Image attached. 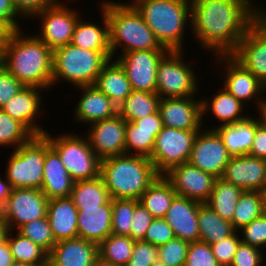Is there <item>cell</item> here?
Instances as JSON below:
<instances>
[{
	"label": "cell",
	"mask_w": 266,
	"mask_h": 266,
	"mask_svg": "<svg viewBox=\"0 0 266 266\" xmlns=\"http://www.w3.org/2000/svg\"><path fill=\"white\" fill-rule=\"evenodd\" d=\"M265 10L251 0H191V34L212 57L231 55Z\"/></svg>",
	"instance_id": "cell-1"
},
{
	"label": "cell",
	"mask_w": 266,
	"mask_h": 266,
	"mask_svg": "<svg viewBox=\"0 0 266 266\" xmlns=\"http://www.w3.org/2000/svg\"><path fill=\"white\" fill-rule=\"evenodd\" d=\"M23 30L13 31L5 42L2 66L25 86L52 91L53 51Z\"/></svg>",
	"instance_id": "cell-2"
},
{
	"label": "cell",
	"mask_w": 266,
	"mask_h": 266,
	"mask_svg": "<svg viewBox=\"0 0 266 266\" xmlns=\"http://www.w3.org/2000/svg\"><path fill=\"white\" fill-rule=\"evenodd\" d=\"M101 2L100 9L105 12L109 22L113 59L118 53L122 55L130 51L168 50L156 40L152 30L134 6L124 5L115 0H101Z\"/></svg>",
	"instance_id": "cell-3"
},
{
	"label": "cell",
	"mask_w": 266,
	"mask_h": 266,
	"mask_svg": "<svg viewBox=\"0 0 266 266\" xmlns=\"http://www.w3.org/2000/svg\"><path fill=\"white\" fill-rule=\"evenodd\" d=\"M100 176L111 199L139 200L159 174L148 157L122 154L101 160Z\"/></svg>",
	"instance_id": "cell-4"
},
{
	"label": "cell",
	"mask_w": 266,
	"mask_h": 266,
	"mask_svg": "<svg viewBox=\"0 0 266 266\" xmlns=\"http://www.w3.org/2000/svg\"><path fill=\"white\" fill-rule=\"evenodd\" d=\"M134 7L161 46L185 51L184 37L191 30L187 29L191 27V0H141Z\"/></svg>",
	"instance_id": "cell-5"
},
{
	"label": "cell",
	"mask_w": 266,
	"mask_h": 266,
	"mask_svg": "<svg viewBox=\"0 0 266 266\" xmlns=\"http://www.w3.org/2000/svg\"><path fill=\"white\" fill-rule=\"evenodd\" d=\"M112 58L111 52L81 49L71 43L53 51L52 88L60 81L73 88L94 85L103 65Z\"/></svg>",
	"instance_id": "cell-6"
},
{
	"label": "cell",
	"mask_w": 266,
	"mask_h": 266,
	"mask_svg": "<svg viewBox=\"0 0 266 266\" xmlns=\"http://www.w3.org/2000/svg\"><path fill=\"white\" fill-rule=\"evenodd\" d=\"M46 131L43 135L49 145L58 153L61 162L74 181L94 179L100 175V159L92 150L89 141L81 134L62 133L52 136Z\"/></svg>",
	"instance_id": "cell-7"
},
{
	"label": "cell",
	"mask_w": 266,
	"mask_h": 266,
	"mask_svg": "<svg viewBox=\"0 0 266 266\" xmlns=\"http://www.w3.org/2000/svg\"><path fill=\"white\" fill-rule=\"evenodd\" d=\"M184 58L183 50H170L160 60L156 85L160 98L195 97L200 93L199 74Z\"/></svg>",
	"instance_id": "cell-8"
},
{
	"label": "cell",
	"mask_w": 266,
	"mask_h": 266,
	"mask_svg": "<svg viewBox=\"0 0 266 266\" xmlns=\"http://www.w3.org/2000/svg\"><path fill=\"white\" fill-rule=\"evenodd\" d=\"M4 175L12 189L41 190L44 166V135L33 136L27 143L11 150Z\"/></svg>",
	"instance_id": "cell-9"
},
{
	"label": "cell",
	"mask_w": 266,
	"mask_h": 266,
	"mask_svg": "<svg viewBox=\"0 0 266 266\" xmlns=\"http://www.w3.org/2000/svg\"><path fill=\"white\" fill-rule=\"evenodd\" d=\"M198 131L200 130H180L163 126L155 138L149 158L159 175H164L171 168L188 162Z\"/></svg>",
	"instance_id": "cell-10"
},
{
	"label": "cell",
	"mask_w": 266,
	"mask_h": 266,
	"mask_svg": "<svg viewBox=\"0 0 266 266\" xmlns=\"http://www.w3.org/2000/svg\"><path fill=\"white\" fill-rule=\"evenodd\" d=\"M65 2L62 0L52 7L45 8L32 18L41 22L38 30L40 33L34 35L52 51L71 43L75 25L81 17L78 9L71 8L72 4Z\"/></svg>",
	"instance_id": "cell-11"
},
{
	"label": "cell",
	"mask_w": 266,
	"mask_h": 266,
	"mask_svg": "<svg viewBox=\"0 0 266 266\" xmlns=\"http://www.w3.org/2000/svg\"><path fill=\"white\" fill-rule=\"evenodd\" d=\"M213 59L216 66L219 64L221 69H224L220 71L224 76L221 87L225 88L249 109L248 104L251 102L257 108L266 96V87L231 55H218L214 56Z\"/></svg>",
	"instance_id": "cell-12"
},
{
	"label": "cell",
	"mask_w": 266,
	"mask_h": 266,
	"mask_svg": "<svg viewBox=\"0 0 266 266\" xmlns=\"http://www.w3.org/2000/svg\"><path fill=\"white\" fill-rule=\"evenodd\" d=\"M48 201L49 199L41 190L12 189L5 202L1 217L9 230H17L25 223L46 217Z\"/></svg>",
	"instance_id": "cell-13"
},
{
	"label": "cell",
	"mask_w": 266,
	"mask_h": 266,
	"mask_svg": "<svg viewBox=\"0 0 266 266\" xmlns=\"http://www.w3.org/2000/svg\"><path fill=\"white\" fill-rule=\"evenodd\" d=\"M231 56L266 87V10L248 28Z\"/></svg>",
	"instance_id": "cell-14"
},
{
	"label": "cell",
	"mask_w": 266,
	"mask_h": 266,
	"mask_svg": "<svg viewBox=\"0 0 266 266\" xmlns=\"http://www.w3.org/2000/svg\"><path fill=\"white\" fill-rule=\"evenodd\" d=\"M205 126L204 124L194 139L188 163L216 178H221L232 155L219 134L214 129H206Z\"/></svg>",
	"instance_id": "cell-15"
},
{
	"label": "cell",
	"mask_w": 266,
	"mask_h": 266,
	"mask_svg": "<svg viewBox=\"0 0 266 266\" xmlns=\"http://www.w3.org/2000/svg\"><path fill=\"white\" fill-rule=\"evenodd\" d=\"M169 51H130L114 59L124 69L133 90L156 93L158 65Z\"/></svg>",
	"instance_id": "cell-16"
},
{
	"label": "cell",
	"mask_w": 266,
	"mask_h": 266,
	"mask_svg": "<svg viewBox=\"0 0 266 266\" xmlns=\"http://www.w3.org/2000/svg\"><path fill=\"white\" fill-rule=\"evenodd\" d=\"M126 120L119 114L90 124L85 134L100 160L125 154Z\"/></svg>",
	"instance_id": "cell-17"
},
{
	"label": "cell",
	"mask_w": 266,
	"mask_h": 266,
	"mask_svg": "<svg viewBox=\"0 0 266 266\" xmlns=\"http://www.w3.org/2000/svg\"><path fill=\"white\" fill-rule=\"evenodd\" d=\"M164 177L172 184L177 195L199 203L208 201L217 179L188 162L171 168Z\"/></svg>",
	"instance_id": "cell-18"
},
{
	"label": "cell",
	"mask_w": 266,
	"mask_h": 266,
	"mask_svg": "<svg viewBox=\"0 0 266 266\" xmlns=\"http://www.w3.org/2000/svg\"><path fill=\"white\" fill-rule=\"evenodd\" d=\"M199 97V100H198ZM159 112L163 126L180 130H201L202 100L200 96L160 98Z\"/></svg>",
	"instance_id": "cell-19"
},
{
	"label": "cell",
	"mask_w": 266,
	"mask_h": 266,
	"mask_svg": "<svg viewBox=\"0 0 266 266\" xmlns=\"http://www.w3.org/2000/svg\"><path fill=\"white\" fill-rule=\"evenodd\" d=\"M42 91L45 90L36 86H24L2 108L13 119L22 123L34 136L43 135L47 131L38 120L44 108L42 107L44 101Z\"/></svg>",
	"instance_id": "cell-20"
},
{
	"label": "cell",
	"mask_w": 266,
	"mask_h": 266,
	"mask_svg": "<svg viewBox=\"0 0 266 266\" xmlns=\"http://www.w3.org/2000/svg\"><path fill=\"white\" fill-rule=\"evenodd\" d=\"M221 178L243 191L266 193V160L249 154L232 156Z\"/></svg>",
	"instance_id": "cell-21"
},
{
	"label": "cell",
	"mask_w": 266,
	"mask_h": 266,
	"mask_svg": "<svg viewBox=\"0 0 266 266\" xmlns=\"http://www.w3.org/2000/svg\"><path fill=\"white\" fill-rule=\"evenodd\" d=\"M80 99L75 106L74 122L90 125L118 114V107L94 85L79 86Z\"/></svg>",
	"instance_id": "cell-22"
},
{
	"label": "cell",
	"mask_w": 266,
	"mask_h": 266,
	"mask_svg": "<svg viewBox=\"0 0 266 266\" xmlns=\"http://www.w3.org/2000/svg\"><path fill=\"white\" fill-rule=\"evenodd\" d=\"M74 180L66 170L58 153L49 145L44 136V166L41 191L50 199L68 198L73 189Z\"/></svg>",
	"instance_id": "cell-23"
},
{
	"label": "cell",
	"mask_w": 266,
	"mask_h": 266,
	"mask_svg": "<svg viewBox=\"0 0 266 266\" xmlns=\"http://www.w3.org/2000/svg\"><path fill=\"white\" fill-rule=\"evenodd\" d=\"M199 202L176 195L164 219L173 229L176 238L188 242L199 241Z\"/></svg>",
	"instance_id": "cell-24"
},
{
	"label": "cell",
	"mask_w": 266,
	"mask_h": 266,
	"mask_svg": "<svg viewBox=\"0 0 266 266\" xmlns=\"http://www.w3.org/2000/svg\"><path fill=\"white\" fill-rule=\"evenodd\" d=\"M98 258V244L83 238L58 241L48 254L51 266H92Z\"/></svg>",
	"instance_id": "cell-25"
},
{
	"label": "cell",
	"mask_w": 266,
	"mask_h": 266,
	"mask_svg": "<svg viewBox=\"0 0 266 266\" xmlns=\"http://www.w3.org/2000/svg\"><path fill=\"white\" fill-rule=\"evenodd\" d=\"M112 199L99 207H80L77 213L78 237L99 244L112 234Z\"/></svg>",
	"instance_id": "cell-26"
},
{
	"label": "cell",
	"mask_w": 266,
	"mask_h": 266,
	"mask_svg": "<svg viewBox=\"0 0 266 266\" xmlns=\"http://www.w3.org/2000/svg\"><path fill=\"white\" fill-rule=\"evenodd\" d=\"M249 115L246 119L221 126L213 125L206 129H214L222 138L223 144L232 156L249 154L257 125L260 123L257 115ZM212 127V128H211Z\"/></svg>",
	"instance_id": "cell-27"
},
{
	"label": "cell",
	"mask_w": 266,
	"mask_h": 266,
	"mask_svg": "<svg viewBox=\"0 0 266 266\" xmlns=\"http://www.w3.org/2000/svg\"><path fill=\"white\" fill-rule=\"evenodd\" d=\"M215 92L209 99L207 96L205 97L206 99L204 97L201 98L202 119L208 114L210 116L213 115L212 117H215L219 123L216 126H221L244 120L251 115L249 112H246L248 110L247 106L236 99L225 88L222 87L221 90Z\"/></svg>",
	"instance_id": "cell-28"
},
{
	"label": "cell",
	"mask_w": 266,
	"mask_h": 266,
	"mask_svg": "<svg viewBox=\"0 0 266 266\" xmlns=\"http://www.w3.org/2000/svg\"><path fill=\"white\" fill-rule=\"evenodd\" d=\"M77 213L78 209L70 197L48 201L47 219L56 242L78 237Z\"/></svg>",
	"instance_id": "cell-29"
},
{
	"label": "cell",
	"mask_w": 266,
	"mask_h": 266,
	"mask_svg": "<svg viewBox=\"0 0 266 266\" xmlns=\"http://www.w3.org/2000/svg\"><path fill=\"white\" fill-rule=\"evenodd\" d=\"M99 11L102 25L82 20L81 16L75 25L71 44L90 51L111 52L109 22L105 12L102 9Z\"/></svg>",
	"instance_id": "cell-30"
},
{
	"label": "cell",
	"mask_w": 266,
	"mask_h": 266,
	"mask_svg": "<svg viewBox=\"0 0 266 266\" xmlns=\"http://www.w3.org/2000/svg\"><path fill=\"white\" fill-rule=\"evenodd\" d=\"M113 60L111 58L103 65L94 86L119 107L133 89L122 66Z\"/></svg>",
	"instance_id": "cell-31"
},
{
	"label": "cell",
	"mask_w": 266,
	"mask_h": 266,
	"mask_svg": "<svg viewBox=\"0 0 266 266\" xmlns=\"http://www.w3.org/2000/svg\"><path fill=\"white\" fill-rule=\"evenodd\" d=\"M176 195L172 184L164 175H159L138 201L153 218H164Z\"/></svg>",
	"instance_id": "cell-32"
},
{
	"label": "cell",
	"mask_w": 266,
	"mask_h": 266,
	"mask_svg": "<svg viewBox=\"0 0 266 266\" xmlns=\"http://www.w3.org/2000/svg\"><path fill=\"white\" fill-rule=\"evenodd\" d=\"M198 226L199 240L210 245L221 241L236 231L230 221L221 218L206 203L199 204Z\"/></svg>",
	"instance_id": "cell-33"
},
{
	"label": "cell",
	"mask_w": 266,
	"mask_h": 266,
	"mask_svg": "<svg viewBox=\"0 0 266 266\" xmlns=\"http://www.w3.org/2000/svg\"><path fill=\"white\" fill-rule=\"evenodd\" d=\"M243 190L234 184L217 178L206 204L221 218L232 221L235 207Z\"/></svg>",
	"instance_id": "cell-34"
},
{
	"label": "cell",
	"mask_w": 266,
	"mask_h": 266,
	"mask_svg": "<svg viewBox=\"0 0 266 266\" xmlns=\"http://www.w3.org/2000/svg\"><path fill=\"white\" fill-rule=\"evenodd\" d=\"M70 198L77 209L80 207H99L111 198L102 177L75 181Z\"/></svg>",
	"instance_id": "cell-35"
},
{
	"label": "cell",
	"mask_w": 266,
	"mask_h": 266,
	"mask_svg": "<svg viewBox=\"0 0 266 266\" xmlns=\"http://www.w3.org/2000/svg\"><path fill=\"white\" fill-rule=\"evenodd\" d=\"M160 96L157 93L133 90L118 107V114L133 122L159 110Z\"/></svg>",
	"instance_id": "cell-36"
},
{
	"label": "cell",
	"mask_w": 266,
	"mask_h": 266,
	"mask_svg": "<svg viewBox=\"0 0 266 266\" xmlns=\"http://www.w3.org/2000/svg\"><path fill=\"white\" fill-rule=\"evenodd\" d=\"M266 212V193L245 190L241 193L232 218L233 228L238 231Z\"/></svg>",
	"instance_id": "cell-37"
},
{
	"label": "cell",
	"mask_w": 266,
	"mask_h": 266,
	"mask_svg": "<svg viewBox=\"0 0 266 266\" xmlns=\"http://www.w3.org/2000/svg\"><path fill=\"white\" fill-rule=\"evenodd\" d=\"M6 240L8 241L14 262L30 263L38 266H44L48 263V253L19 232L9 230Z\"/></svg>",
	"instance_id": "cell-38"
},
{
	"label": "cell",
	"mask_w": 266,
	"mask_h": 266,
	"mask_svg": "<svg viewBox=\"0 0 266 266\" xmlns=\"http://www.w3.org/2000/svg\"><path fill=\"white\" fill-rule=\"evenodd\" d=\"M134 243L131 237L111 234L98 244V257L105 262L125 266L132 256Z\"/></svg>",
	"instance_id": "cell-39"
},
{
	"label": "cell",
	"mask_w": 266,
	"mask_h": 266,
	"mask_svg": "<svg viewBox=\"0 0 266 266\" xmlns=\"http://www.w3.org/2000/svg\"><path fill=\"white\" fill-rule=\"evenodd\" d=\"M160 131L138 129L134 122L126 121L125 154L150 158L155 145V138Z\"/></svg>",
	"instance_id": "cell-40"
},
{
	"label": "cell",
	"mask_w": 266,
	"mask_h": 266,
	"mask_svg": "<svg viewBox=\"0 0 266 266\" xmlns=\"http://www.w3.org/2000/svg\"><path fill=\"white\" fill-rule=\"evenodd\" d=\"M34 135L19 121L0 109V147L17 149Z\"/></svg>",
	"instance_id": "cell-41"
},
{
	"label": "cell",
	"mask_w": 266,
	"mask_h": 266,
	"mask_svg": "<svg viewBox=\"0 0 266 266\" xmlns=\"http://www.w3.org/2000/svg\"><path fill=\"white\" fill-rule=\"evenodd\" d=\"M138 204L135 199H112V234L130 237L131 219Z\"/></svg>",
	"instance_id": "cell-42"
},
{
	"label": "cell",
	"mask_w": 266,
	"mask_h": 266,
	"mask_svg": "<svg viewBox=\"0 0 266 266\" xmlns=\"http://www.w3.org/2000/svg\"><path fill=\"white\" fill-rule=\"evenodd\" d=\"M21 235L32 240L35 244L43 248L48 254L57 243L53 237L51 226L47 216L23 224L17 230Z\"/></svg>",
	"instance_id": "cell-43"
},
{
	"label": "cell",
	"mask_w": 266,
	"mask_h": 266,
	"mask_svg": "<svg viewBox=\"0 0 266 266\" xmlns=\"http://www.w3.org/2000/svg\"><path fill=\"white\" fill-rule=\"evenodd\" d=\"M189 244L175 237L158 247V260L171 266H185Z\"/></svg>",
	"instance_id": "cell-44"
},
{
	"label": "cell",
	"mask_w": 266,
	"mask_h": 266,
	"mask_svg": "<svg viewBox=\"0 0 266 266\" xmlns=\"http://www.w3.org/2000/svg\"><path fill=\"white\" fill-rule=\"evenodd\" d=\"M241 241L259 249L266 248V212L238 230ZM242 235V236H241Z\"/></svg>",
	"instance_id": "cell-45"
},
{
	"label": "cell",
	"mask_w": 266,
	"mask_h": 266,
	"mask_svg": "<svg viewBox=\"0 0 266 266\" xmlns=\"http://www.w3.org/2000/svg\"><path fill=\"white\" fill-rule=\"evenodd\" d=\"M185 266H220L210 244L203 241L190 242Z\"/></svg>",
	"instance_id": "cell-46"
},
{
	"label": "cell",
	"mask_w": 266,
	"mask_h": 266,
	"mask_svg": "<svg viewBox=\"0 0 266 266\" xmlns=\"http://www.w3.org/2000/svg\"><path fill=\"white\" fill-rule=\"evenodd\" d=\"M240 242L241 238L239 232L235 231L232 235L210 245L220 266L231 265Z\"/></svg>",
	"instance_id": "cell-47"
},
{
	"label": "cell",
	"mask_w": 266,
	"mask_h": 266,
	"mask_svg": "<svg viewBox=\"0 0 266 266\" xmlns=\"http://www.w3.org/2000/svg\"><path fill=\"white\" fill-rule=\"evenodd\" d=\"M158 261V247L143 240L135 241L132 256L125 266H153Z\"/></svg>",
	"instance_id": "cell-48"
},
{
	"label": "cell",
	"mask_w": 266,
	"mask_h": 266,
	"mask_svg": "<svg viewBox=\"0 0 266 266\" xmlns=\"http://www.w3.org/2000/svg\"><path fill=\"white\" fill-rule=\"evenodd\" d=\"M174 238L173 229L169 226L167 221L164 218H154L146 231L143 241L159 247Z\"/></svg>",
	"instance_id": "cell-49"
},
{
	"label": "cell",
	"mask_w": 266,
	"mask_h": 266,
	"mask_svg": "<svg viewBox=\"0 0 266 266\" xmlns=\"http://www.w3.org/2000/svg\"><path fill=\"white\" fill-rule=\"evenodd\" d=\"M264 251L240 242L230 266H262L265 263Z\"/></svg>",
	"instance_id": "cell-50"
},
{
	"label": "cell",
	"mask_w": 266,
	"mask_h": 266,
	"mask_svg": "<svg viewBox=\"0 0 266 266\" xmlns=\"http://www.w3.org/2000/svg\"><path fill=\"white\" fill-rule=\"evenodd\" d=\"M153 219L149 211L139 203L132 215L130 237L134 241L144 240L146 231Z\"/></svg>",
	"instance_id": "cell-51"
},
{
	"label": "cell",
	"mask_w": 266,
	"mask_h": 266,
	"mask_svg": "<svg viewBox=\"0 0 266 266\" xmlns=\"http://www.w3.org/2000/svg\"><path fill=\"white\" fill-rule=\"evenodd\" d=\"M24 86L5 67L0 66V109L18 94Z\"/></svg>",
	"instance_id": "cell-52"
},
{
	"label": "cell",
	"mask_w": 266,
	"mask_h": 266,
	"mask_svg": "<svg viewBox=\"0 0 266 266\" xmlns=\"http://www.w3.org/2000/svg\"><path fill=\"white\" fill-rule=\"evenodd\" d=\"M61 0H12L17 13L24 19L30 20L45 8L58 4Z\"/></svg>",
	"instance_id": "cell-53"
},
{
	"label": "cell",
	"mask_w": 266,
	"mask_h": 266,
	"mask_svg": "<svg viewBox=\"0 0 266 266\" xmlns=\"http://www.w3.org/2000/svg\"><path fill=\"white\" fill-rule=\"evenodd\" d=\"M0 19L13 31L21 30L22 20L25 21L15 10L12 0H0Z\"/></svg>",
	"instance_id": "cell-54"
},
{
	"label": "cell",
	"mask_w": 266,
	"mask_h": 266,
	"mask_svg": "<svg viewBox=\"0 0 266 266\" xmlns=\"http://www.w3.org/2000/svg\"><path fill=\"white\" fill-rule=\"evenodd\" d=\"M249 155L266 160V127L258 124Z\"/></svg>",
	"instance_id": "cell-55"
},
{
	"label": "cell",
	"mask_w": 266,
	"mask_h": 266,
	"mask_svg": "<svg viewBox=\"0 0 266 266\" xmlns=\"http://www.w3.org/2000/svg\"><path fill=\"white\" fill-rule=\"evenodd\" d=\"M133 122L138 126V129L162 130L163 128V122L159 110L152 115L134 120Z\"/></svg>",
	"instance_id": "cell-56"
},
{
	"label": "cell",
	"mask_w": 266,
	"mask_h": 266,
	"mask_svg": "<svg viewBox=\"0 0 266 266\" xmlns=\"http://www.w3.org/2000/svg\"><path fill=\"white\" fill-rule=\"evenodd\" d=\"M2 175L3 174H0V215L3 211L7 197L10 195L12 190L9 181L6 179V176L4 175L1 177Z\"/></svg>",
	"instance_id": "cell-57"
},
{
	"label": "cell",
	"mask_w": 266,
	"mask_h": 266,
	"mask_svg": "<svg viewBox=\"0 0 266 266\" xmlns=\"http://www.w3.org/2000/svg\"><path fill=\"white\" fill-rule=\"evenodd\" d=\"M14 262L8 241L0 244V266H9Z\"/></svg>",
	"instance_id": "cell-58"
},
{
	"label": "cell",
	"mask_w": 266,
	"mask_h": 266,
	"mask_svg": "<svg viewBox=\"0 0 266 266\" xmlns=\"http://www.w3.org/2000/svg\"><path fill=\"white\" fill-rule=\"evenodd\" d=\"M257 118L264 127H266V97H264L262 103L256 109Z\"/></svg>",
	"instance_id": "cell-59"
},
{
	"label": "cell",
	"mask_w": 266,
	"mask_h": 266,
	"mask_svg": "<svg viewBox=\"0 0 266 266\" xmlns=\"http://www.w3.org/2000/svg\"><path fill=\"white\" fill-rule=\"evenodd\" d=\"M13 30L0 19V38H9Z\"/></svg>",
	"instance_id": "cell-60"
},
{
	"label": "cell",
	"mask_w": 266,
	"mask_h": 266,
	"mask_svg": "<svg viewBox=\"0 0 266 266\" xmlns=\"http://www.w3.org/2000/svg\"><path fill=\"white\" fill-rule=\"evenodd\" d=\"M8 231V226L0 215V244L6 240Z\"/></svg>",
	"instance_id": "cell-61"
},
{
	"label": "cell",
	"mask_w": 266,
	"mask_h": 266,
	"mask_svg": "<svg viewBox=\"0 0 266 266\" xmlns=\"http://www.w3.org/2000/svg\"><path fill=\"white\" fill-rule=\"evenodd\" d=\"M9 38H0V66L3 65L4 44Z\"/></svg>",
	"instance_id": "cell-62"
},
{
	"label": "cell",
	"mask_w": 266,
	"mask_h": 266,
	"mask_svg": "<svg viewBox=\"0 0 266 266\" xmlns=\"http://www.w3.org/2000/svg\"><path fill=\"white\" fill-rule=\"evenodd\" d=\"M92 266H121V265H115L112 263L105 262L101 260L99 257L95 260L94 264Z\"/></svg>",
	"instance_id": "cell-63"
},
{
	"label": "cell",
	"mask_w": 266,
	"mask_h": 266,
	"mask_svg": "<svg viewBox=\"0 0 266 266\" xmlns=\"http://www.w3.org/2000/svg\"><path fill=\"white\" fill-rule=\"evenodd\" d=\"M9 266H38L35 264H30V263H20V262H13L11 265Z\"/></svg>",
	"instance_id": "cell-64"
},
{
	"label": "cell",
	"mask_w": 266,
	"mask_h": 266,
	"mask_svg": "<svg viewBox=\"0 0 266 266\" xmlns=\"http://www.w3.org/2000/svg\"><path fill=\"white\" fill-rule=\"evenodd\" d=\"M139 1H141V0H130V1H127L128 3H124V2L122 3L120 1H116V2L121 3V4H124V5H128V6H134Z\"/></svg>",
	"instance_id": "cell-65"
},
{
	"label": "cell",
	"mask_w": 266,
	"mask_h": 266,
	"mask_svg": "<svg viewBox=\"0 0 266 266\" xmlns=\"http://www.w3.org/2000/svg\"><path fill=\"white\" fill-rule=\"evenodd\" d=\"M153 266H171V265H167L166 263H163L158 260Z\"/></svg>",
	"instance_id": "cell-66"
}]
</instances>
